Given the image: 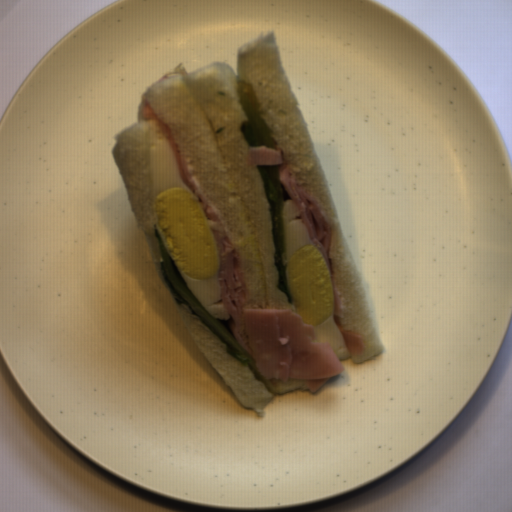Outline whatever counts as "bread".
Instances as JSON below:
<instances>
[{"label": "bread", "mask_w": 512, "mask_h": 512, "mask_svg": "<svg viewBox=\"0 0 512 512\" xmlns=\"http://www.w3.org/2000/svg\"><path fill=\"white\" fill-rule=\"evenodd\" d=\"M173 136L202 197L221 217L240 259L250 307L289 308L278 288L271 213L261 173L249 164L248 122L232 66L187 72L180 62L147 87L145 101Z\"/></svg>", "instance_id": "bread-1"}, {"label": "bread", "mask_w": 512, "mask_h": 512, "mask_svg": "<svg viewBox=\"0 0 512 512\" xmlns=\"http://www.w3.org/2000/svg\"><path fill=\"white\" fill-rule=\"evenodd\" d=\"M240 59L244 80L254 85L266 113L259 114L272 139L290 161L295 180L310 192L321 215L329 223L330 258L340 299V323L344 330L360 335L365 347L349 358L358 365L385 351L383 342L348 240L338 216L311 136L291 90L277 47L275 29L247 43Z\"/></svg>", "instance_id": "bread-2"}, {"label": "bread", "mask_w": 512, "mask_h": 512, "mask_svg": "<svg viewBox=\"0 0 512 512\" xmlns=\"http://www.w3.org/2000/svg\"><path fill=\"white\" fill-rule=\"evenodd\" d=\"M160 130L157 121H138L114 134L112 156L141 231L164 297L191 340L243 403L260 417L273 396L310 391L294 380H258L253 371L227 352V343L178 303L164 278L161 243L155 225L151 146Z\"/></svg>", "instance_id": "bread-3"}]
</instances>
